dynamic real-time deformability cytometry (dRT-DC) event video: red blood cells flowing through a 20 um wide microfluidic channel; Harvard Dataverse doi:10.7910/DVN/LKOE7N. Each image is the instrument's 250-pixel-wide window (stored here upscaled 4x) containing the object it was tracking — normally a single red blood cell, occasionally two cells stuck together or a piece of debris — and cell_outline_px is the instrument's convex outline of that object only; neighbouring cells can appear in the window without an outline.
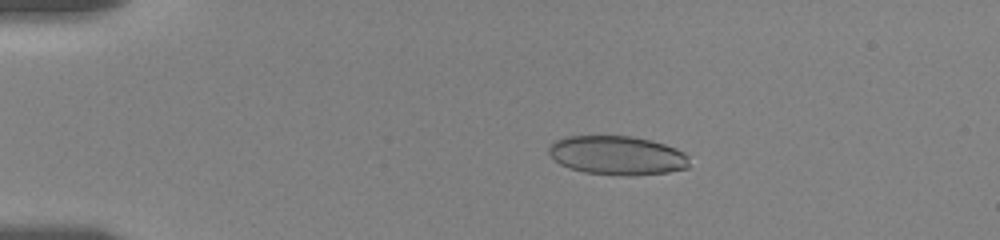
{"species": "human", "species_latin": "Homo sapiens", "temperature_condition": "room temperature", "stored_images_in_passage": 38, "camera_frame_rate_fps": 3000, "um_per_image_px": 0.085, "donor": {"sex": "female"}, "frame": {"image": 1, "passage_image": 9, "time_ms": 3.333, "image_size_px": [1000, 240], "cell_outline_px": [[688, 168], [668, 172], [632, 176], [620, 176], [584, 172], [560, 164], [548, 152], [548, 148], [556, 140], [564, 136], [632, 136], [652, 140], [676, 148], [684, 152], [688, 156]], "centroid_in_image_um": [52.49, 13.21], "position_along_channel_um": 32.5, "area_um2": 32.02}}
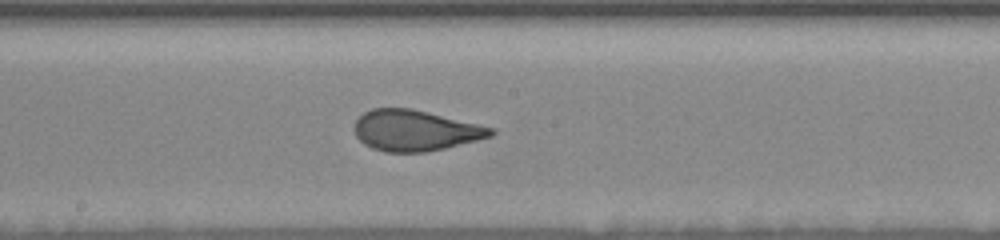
{"frame": {"image": 2, "passage_image": 22, "time_ms": 10.0, "image_size_px": [1000, 240], "cell_outline_px": [[496, 132], [492, 136], [428, 152], [384, 152], [372, 148], [364, 144], [356, 136], [352, 128], [356, 120], [364, 112], [372, 108], [412, 108], [480, 124], [496, 128]], "centroid_in_image_um": [35.28, 11.08], "position_along_channel_um": 212.9, "area_um2": 32.71}}
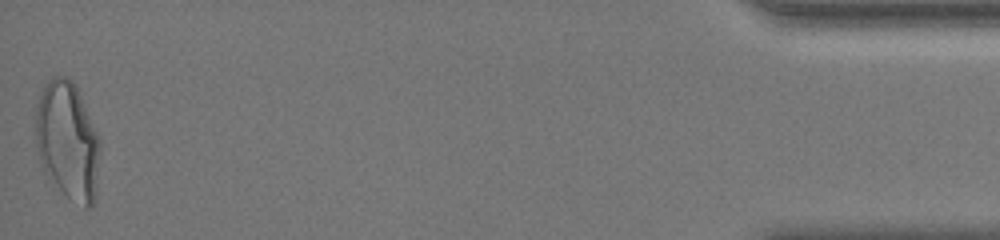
{"frame": {"image": 3, "passage_image": 38, "time_ms": 18.333, "image_size_px": [1000, 240], "cell_outline_px": [[100, 148], [96, 196], [92, 204], [88, 208], [84, 208], [68, 196], [60, 188], [40, 164], [36, 144], [36, 108], [40, 96], [48, 80], [52, 76], [68, 76], [72, 80], [80, 96], [100, 140]], "centroid_in_image_um": [5.76, 11.95], "position_along_channel_um": 429.4, "area_um2": 43.58}, "authors_computed_cell_mechanics": {"area_um2": 33.2061, "velocity_mm_per_s": 3.5868, "shape_relaxation_time_tau1_ms": 6.7816, "shape_relaxation_time_tau2_ms": null, "deformation_change_tau1": 0.2038, "deformation_change_tau2": null}}